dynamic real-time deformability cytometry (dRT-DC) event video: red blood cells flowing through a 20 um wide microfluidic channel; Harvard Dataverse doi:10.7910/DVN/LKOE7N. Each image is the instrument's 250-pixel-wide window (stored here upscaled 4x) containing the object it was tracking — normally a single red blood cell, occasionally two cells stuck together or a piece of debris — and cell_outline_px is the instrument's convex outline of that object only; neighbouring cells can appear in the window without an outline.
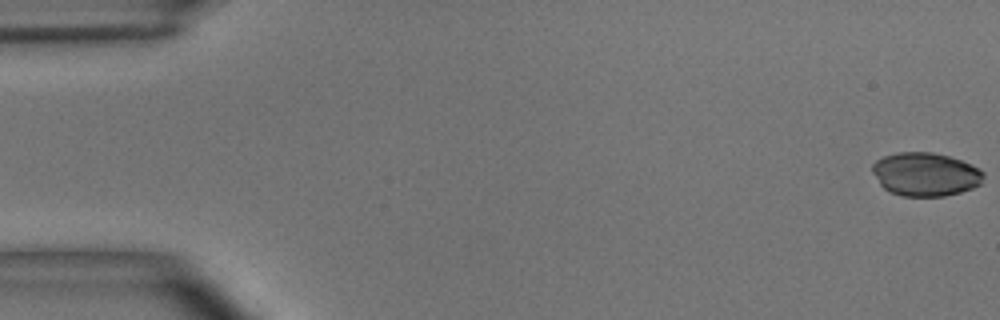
{"species": "common noctule bat (a hibernating species)", "species_latin": "Nyctalus noctula", "temperature_condition": "room temperature", "stored_images_in_passage": 55, "camera_frame_rate_fps": 3000, "um_per_image_px": 0.085, "animal": {"sex": "male", "body_mass_g": 15.6}, "frame": {"image": 1, "passage_image": 1, "time_ms": 0.0, "image_size_px": [1000, 320], "cell_outline_px": [[984, 176], [980, 184], [972, 188], [960, 192], [944, 196], [904, 196], [892, 192], [884, 188], [880, 184], [872, 172], [872, 164], [876, 160], [884, 156], [896, 152], [932, 152], [948, 156], [972, 164], [980, 168], [984, 172]], "centroid_in_image_um": [78.67, 14.8], "position_along_channel_um": 6.3, "area_um2": 28.21}}
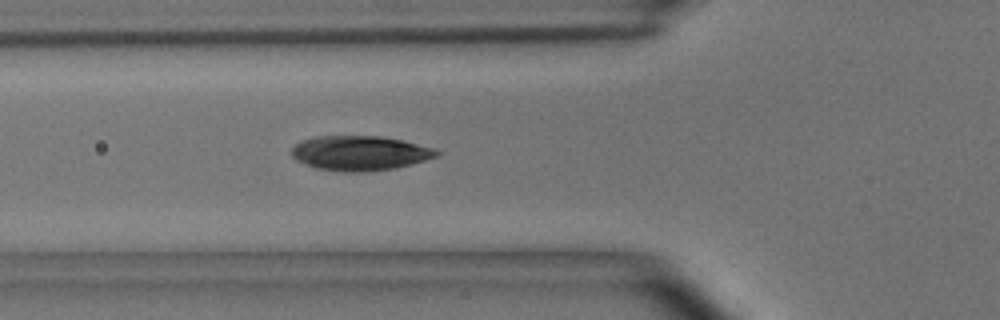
{"frame": {"image": 2, "passage_image": 20, "time_ms": 6.333, "image_size_px": [1000, 320], "cell_outline_px": [[440, 152], [436, 156], [412, 164], [396, 168], [368, 172], [340, 172], [316, 168], [296, 160], [292, 156], [292, 148], [300, 140], [316, 136], [380, 136], [400, 140], [436, 148]], "centroid_in_image_um": [30.57, 13.02], "position_along_channel_um": 95.2, "area_um2": 29.42}}
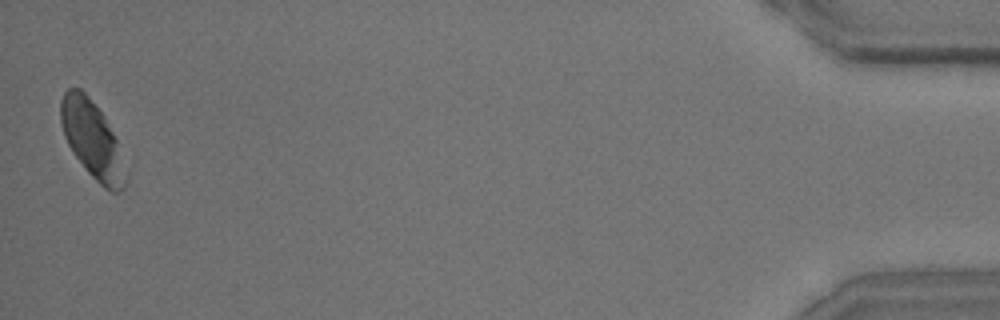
{"frame": {"image": 3, "passage_image": 55, "time_ms": 18.0, "image_size_px": [1000, 320], "cell_outline_px": [[128, 176], [124, 188], [120, 192], [112, 192], [104, 188], [88, 172], [76, 156], [68, 144], [64, 136], [60, 120], [60, 100], [64, 92], [68, 88], [80, 88], [88, 96], [104, 116], [116, 140]], "centroid_in_image_um": [7.83, 11.88], "position_along_channel_um": 427.4, "area_um2": 28.9}, "authors_computed_cell_mechanics": {"area_um2": 29.0734, "velocity_mm_per_s": 3.6113, "shape_relaxation_time_tau1_ms": 3.0057, "shape_relaxation_time_tau2_ms": 7.2483, "deformation_change_tau1": 0.057, "deformation_change_tau2": 0.1113}}